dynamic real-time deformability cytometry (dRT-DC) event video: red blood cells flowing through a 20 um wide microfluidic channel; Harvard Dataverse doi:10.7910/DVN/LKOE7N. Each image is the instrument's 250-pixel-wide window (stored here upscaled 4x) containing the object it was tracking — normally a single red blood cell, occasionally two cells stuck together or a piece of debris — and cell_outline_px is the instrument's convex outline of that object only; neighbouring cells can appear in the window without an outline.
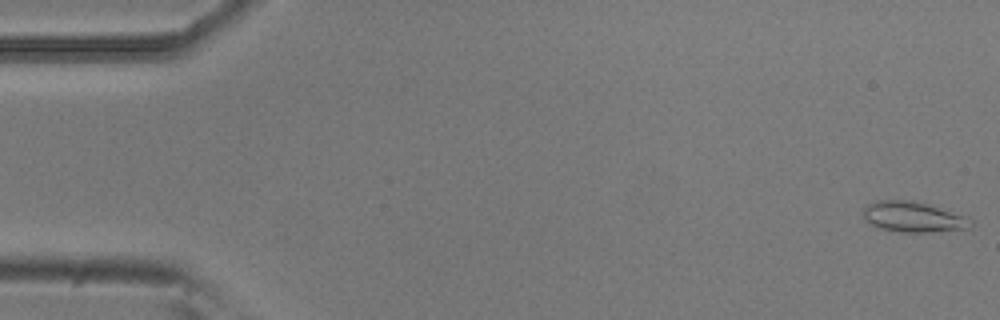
{"species": "common noctule bat (a hibernating species)", "species_latin": "Nyctalus noctula", "temperature_condition": "room temperature", "stored_images_in_passage": 53, "camera_frame_rate_fps": 3000, "um_per_image_px": 0.085, "animal": {"sex": "male", "body_mass_g": 20.5, "forearm_length_mm": 52.5}, "frame": {"image": 1, "passage_image": 1, "time_ms": 0.0, "image_size_px": [1000, 320], "cell_outline_px": [[972, 224], [968, 228], [924, 232], [900, 232], [880, 228], [872, 224], [864, 216], [864, 208], [868, 204], [876, 200], [912, 200], [928, 204], [968, 216], [972, 220]], "centroid_in_image_um": [77.65, 18.42], "position_along_channel_um": 7.4, "area_um2": 18.9}}
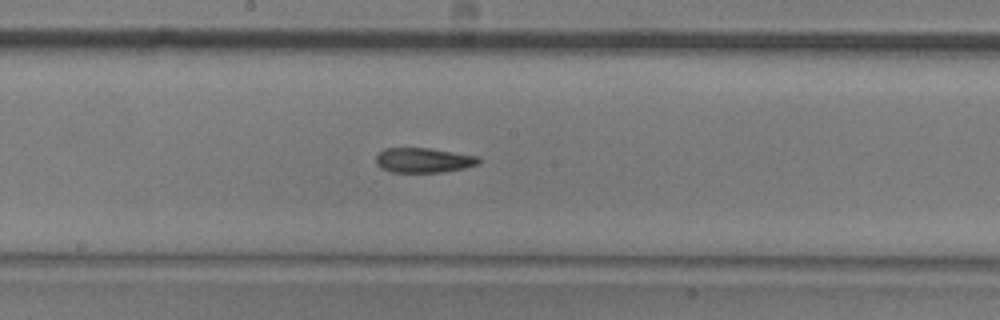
{"frame": {"image": 2, "passage_image": 28, "time_ms": 9.0, "image_size_px": [1000, 320], "cell_outline_px": [[480, 164], [464, 168], [444, 172], [392, 172], [380, 168], [376, 164], [376, 156], [384, 148], [428, 148], [480, 156]], "centroid_in_image_um": [36.02, 13.62], "position_along_channel_um": 212.2, "area_um2": 14.97}}
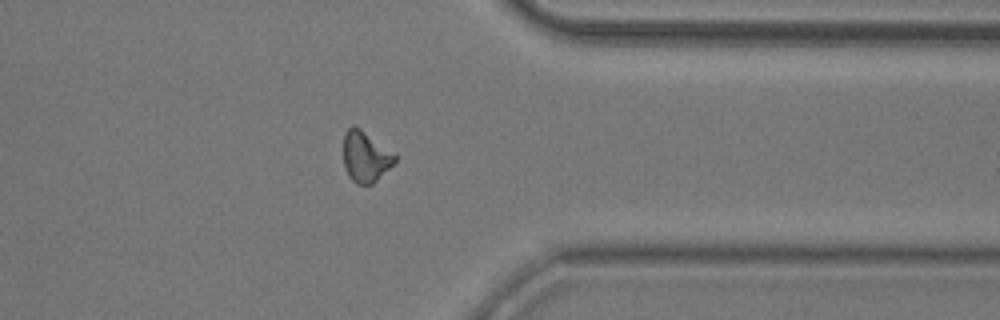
{"frame": {"image": 3, "passage_image": 42, "time_ms": 13.667, "image_size_px": [1000, 320], "cell_outline_px": [[396, 160], [372, 184], [356, 184], [348, 176], [344, 168], [344, 132], [352, 124], [360, 128], [396, 152]], "centroid_in_image_um": [31.06, 13.28], "position_along_channel_um": 380.3, "area_um2": 15.37}, "authors_computed_cell_mechanics": {"area_um2": 15.4326, "velocity_mm_per_s": 3.793, "shape_relaxation_time_tau1_ms": null, "shape_relaxation_time_tau2_ms": 5.4694, "deformation_change_tau1": null, "deformation_change_tau2": 0.1359}}